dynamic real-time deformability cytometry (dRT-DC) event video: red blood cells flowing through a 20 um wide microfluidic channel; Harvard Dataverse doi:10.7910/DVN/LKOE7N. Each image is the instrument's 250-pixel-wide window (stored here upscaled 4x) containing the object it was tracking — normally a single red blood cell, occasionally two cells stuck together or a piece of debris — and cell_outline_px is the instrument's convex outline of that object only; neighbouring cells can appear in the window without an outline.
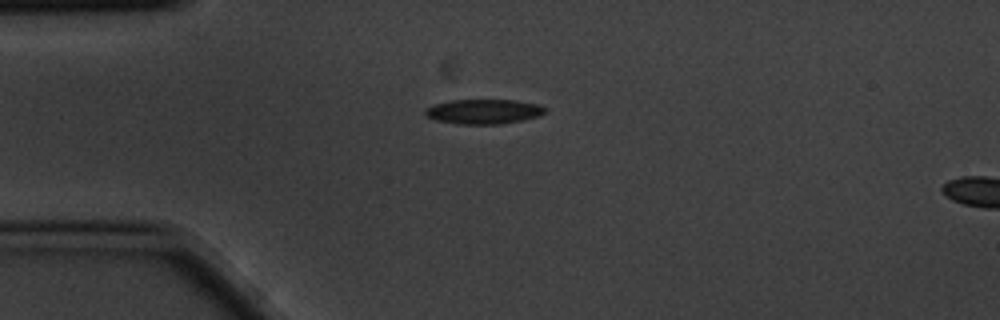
{"species": "common noctule bat (a hibernating species)", "species_latin": "Nyctalus noctula", "temperature_condition": "cold", "stored_images_in_passage": 2, "camera_frame_rate_fps": 3000, "um_per_image_px": 0.085, "animal": {"sex": "male", "body_mass_g": 20.1, "forearm_length_mm": 53.5}, "frame": {"image": 1, "passage_image": 1, "time_ms": 0.0, "image_size_px": [1000, 320], "cell_outline_px": [[548, 112], [540, 116], [500, 124], [456, 124], [436, 120], [428, 116], [424, 112], [428, 108], [436, 104], [452, 100], [516, 100], [536, 104], [544, 108]], "centroid_in_image_um": [41.14, 9.48], "position_along_channel_um": 43.9, "area_um2": 17.05}}